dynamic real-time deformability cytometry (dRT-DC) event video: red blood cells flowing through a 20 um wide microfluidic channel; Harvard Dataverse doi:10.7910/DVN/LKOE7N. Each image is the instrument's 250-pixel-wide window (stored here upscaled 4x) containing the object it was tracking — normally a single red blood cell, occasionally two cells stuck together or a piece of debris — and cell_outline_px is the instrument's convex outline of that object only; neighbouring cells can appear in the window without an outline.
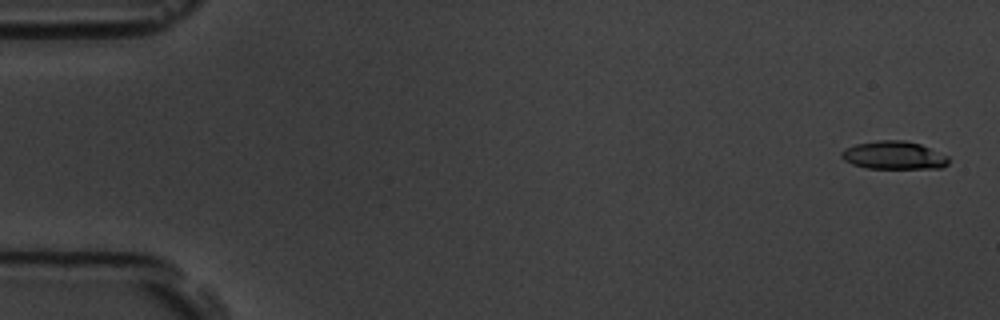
{"species": "common noctule bat (a hibernating species)", "species_latin": "Nyctalus noctula", "temperature_condition": "room temperature", "stored_images_in_passage": 5, "camera_frame_rate_fps": 3000, "um_per_image_px": 0.085, "animal": {"sex": "male", "body_mass_g": 19.5, "forearm_length_mm": 54.6}, "frame": {"image": 1, "passage_image": 1, "time_ms": 0.0, "image_size_px": [1000, 320], "cell_outline_px": [[948, 164], [940, 168], [868, 168], [852, 164], [844, 160], [840, 156], [840, 152], [856, 144], [880, 140], [904, 140], [920, 144], [948, 156]], "centroid_in_image_um": [75.97, 13.2], "position_along_channel_um": 9.0, "area_um2": 17.34}}